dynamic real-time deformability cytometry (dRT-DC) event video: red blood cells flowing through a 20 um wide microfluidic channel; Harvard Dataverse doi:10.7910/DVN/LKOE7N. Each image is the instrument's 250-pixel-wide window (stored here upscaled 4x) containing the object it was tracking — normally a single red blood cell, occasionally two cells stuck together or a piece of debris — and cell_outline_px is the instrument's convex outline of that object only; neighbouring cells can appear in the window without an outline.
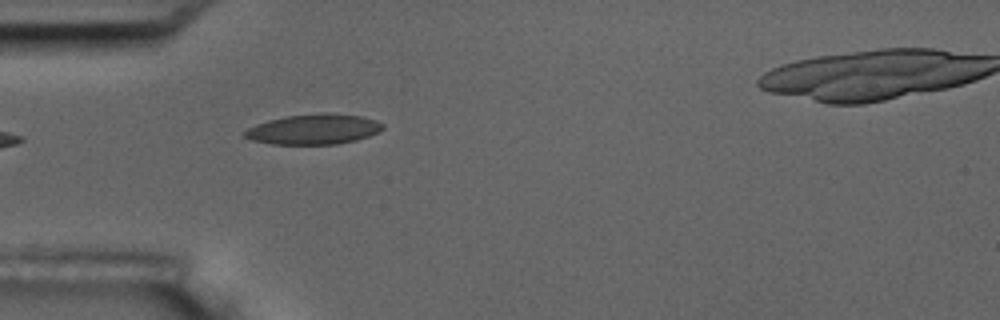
{"species": "common noctule bat (a hibernating species)", "species_latin": "Nyctalus noctula", "temperature_condition": "room temperature", "stored_images_in_passage": 6, "camera_frame_rate_fps": 3000, "um_per_image_px": 0.085, "animal": {"sex": "male", "body_mass_g": 17.5, "forearm_length_mm": 52.3}, "frame": {"image": 1, "passage_image": 5, "time_ms": 5.333, "image_size_px": [1000, 320], "cell_outline_px": [[384, 128], [380, 132], [356, 140], [336, 144], [272, 144], [252, 140], [244, 136], [244, 132], [248, 128], [256, 124], [268, 120], [284, 116], [324, 112], [328, 112], [360, 116], [376, 120], [384, 124]], "centroid_in_image_um": [26.69, 10.97], "position_along_channel_um": 58.3, "area_um2": 24.45}}